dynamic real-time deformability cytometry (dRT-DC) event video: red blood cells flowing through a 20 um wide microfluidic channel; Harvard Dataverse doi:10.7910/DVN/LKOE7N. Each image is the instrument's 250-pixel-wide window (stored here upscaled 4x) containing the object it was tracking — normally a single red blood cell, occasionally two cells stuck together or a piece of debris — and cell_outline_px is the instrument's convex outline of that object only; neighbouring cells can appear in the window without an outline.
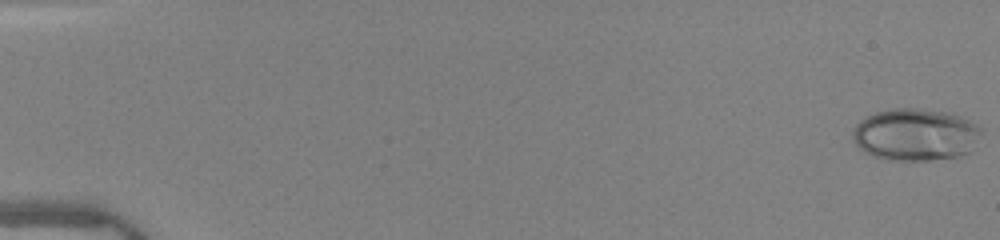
{"species": "human", "species_latin": "Homo sapiens", "temperature_condition": "warm", "stored_images_in_passage": 51, "camera_frame_rate_fps": 3000, "um_per_image_px": 0.085, "donor": {"sex": "female"}, "frame": {"image": 1, "passage_image": 1, "time_ms": 0.0, "image_size_px": [1000, 240], "cell_outline_px": [[980, 132], [972, 152], [956, 156], [928, 160], [884, 160], [864, 152], [852, 140], [852, 128], [860, 120], [876, 112], [896, 108], [920, 108], [952, 112], [976, 124], [980, 128]], "centroid_in_image_um": [77.79, 11.43], "position_along_channel_um": 7.2, "area_um2": 39.3}}
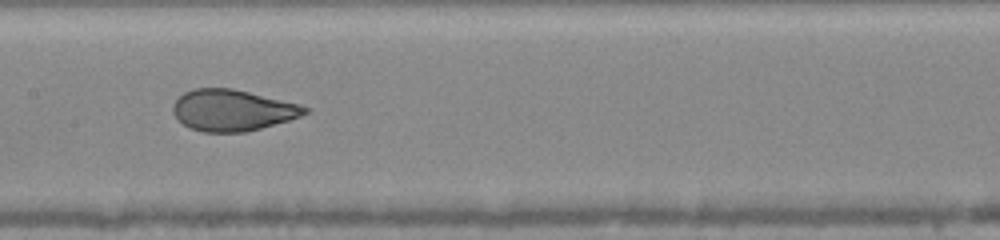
{"frame": {"image": 2, "passage_image": 27, "time_ms": 8.667, "image_size_px": [1000, 240], "cell_outline_px": [[308, 112], [300, 116], [288, 120], [248, 132], [204, 132], [192, 128], [184, 124], [172, 112], [172, 104], [184, 92], [192, 88], [232, 88], [300, 104], [308, 108]], "centroid_in_image_um": [19.75, 9.36], "position_along_channel_um": 187.7, "area_um2": 31.56}}
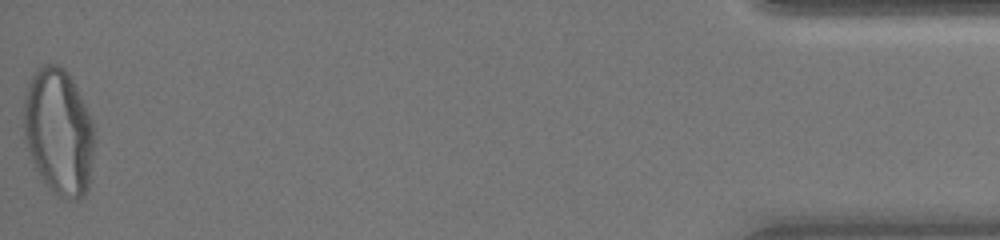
{"frame": {"image": 3, "passage_image": 51, "time_ms": 16.667, "image_size_px": [1000, 240], "cell_outline_px": [[92, 156], [88, 188], [84, 196], [76, 200], [60, 196], [44, 180], [36, 168], [32, 160], [24, 136], [24, 96], [28, 84], [36, 68], [40, 64], [56, 64], [64, 68], [68, 72], [92, 120]], "centroid_in_image_um": [4.96, 11.14], "position_along_channel_um": 430.2, "area_um2": 51.15}, "authors_computed_cell_mechanics": {"area_um2": 34.68, "velocity_mm_per_s": 4.0655, "shape_relaxation_time_tau1_ms": 8.414, "shape_relaxation_time_tau2_ms": null, "deformation_change_tau1": 0.2786, "deformation_change_tau2": null}}